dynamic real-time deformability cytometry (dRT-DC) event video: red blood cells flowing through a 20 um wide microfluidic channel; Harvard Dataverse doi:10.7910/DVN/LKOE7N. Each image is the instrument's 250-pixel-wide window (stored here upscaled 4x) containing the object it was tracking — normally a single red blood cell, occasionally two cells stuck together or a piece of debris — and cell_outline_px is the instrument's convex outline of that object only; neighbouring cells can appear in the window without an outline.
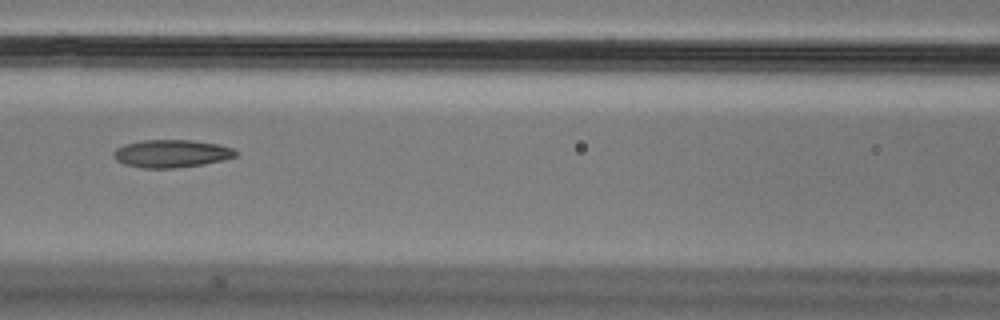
{"species": "Egyptian fruit bat (a non-hibernating species)", "species_latin": "Rousettus aegyptiacus", "temperature_condition": "cold", "stored_images_in_passage": 40, "camera_frame_rate_fps": 3000, "um_per_image_px": 0.085, "animal": {"sex": "male"}, "frame": {"image": 1, "passage_image": 10, "time_ms": 3.0, "image_size_px": [1000, 320], "cell_outline_px": [[236, 156], [224, 160], [176, 168], [144, 168], [124, 164], [116, 160], [112, 156], [112, 152], [116, 148], [124, 144], [144, 140], [192, 140], [216, 144], [232, 148], [236, 152]], "centroid_in_image_um": [14.52, 13.05], "position_along_channel_um": 152.1, "area_um2": 19.65}}
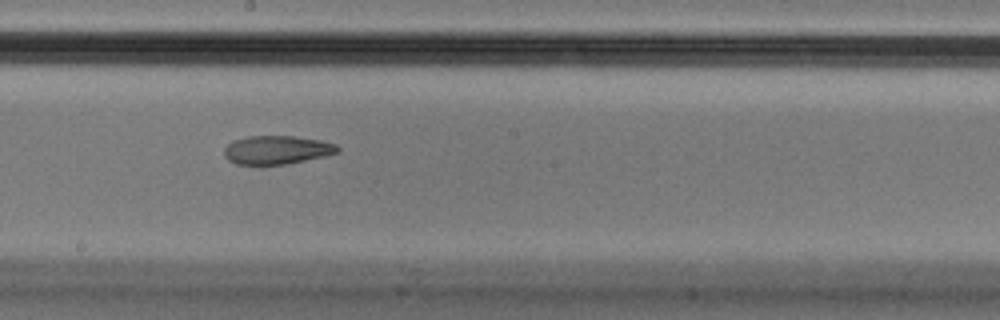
{"frame": {"image": 2, "passage_image": 16, "time_ms": 5.0, "image_size_px": [1000, 320], "cell_outline_px": [[340, 152], [324, 156], [284, 164], [236, 164], [228, 160], [224, 156], [224, 148], [232, 140], [248, 136], [292, 136], [320, 140], [336, 144], [340, 148]], "centroid_in_image_um": [23.51, 12.73], "position_along_channel_um": 224.7, "area_um2": 18.79}}
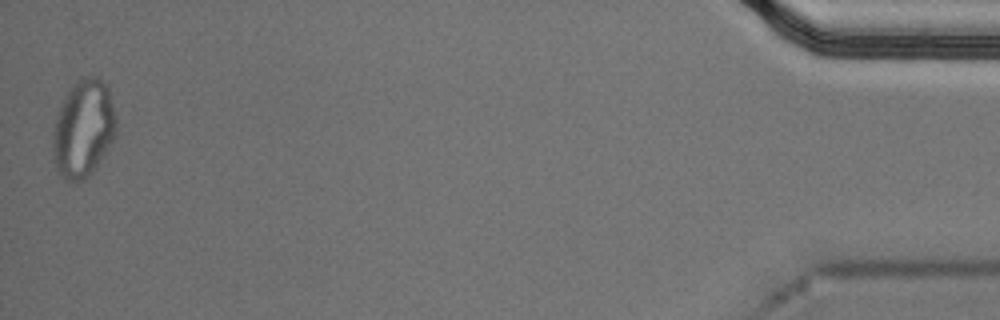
{"frame": {"image": 3, "passage_image": 40, "time_ms": 13.0, "image_size_px": [1000, 320], "cell_outline_px": [[116, 136], [92, 172], [84, 180], [76, 184], [64, 180], [56, 172], [52, 160], [52, 136], [56, 120], [60, 108], [68, 92], [76, 80], [84, 76], [96, 76], [108, 88], [116, 120]], "centroid_in_image_um": [7.06, 11.01], "position_along_channel_um": 428.1, "area_um2": 36.18}, "authors_computed_cell_mechanics": {"area_um2": 20.1144, "velocity_mm_per_s": 3.6401, "shape_relaxation_time_tau1_ms": null, "shape_relaxation_time_tau2_ms": 7.0945, "deformation_change_tau1": null, "deformation_change_tau2": 0.1738}}